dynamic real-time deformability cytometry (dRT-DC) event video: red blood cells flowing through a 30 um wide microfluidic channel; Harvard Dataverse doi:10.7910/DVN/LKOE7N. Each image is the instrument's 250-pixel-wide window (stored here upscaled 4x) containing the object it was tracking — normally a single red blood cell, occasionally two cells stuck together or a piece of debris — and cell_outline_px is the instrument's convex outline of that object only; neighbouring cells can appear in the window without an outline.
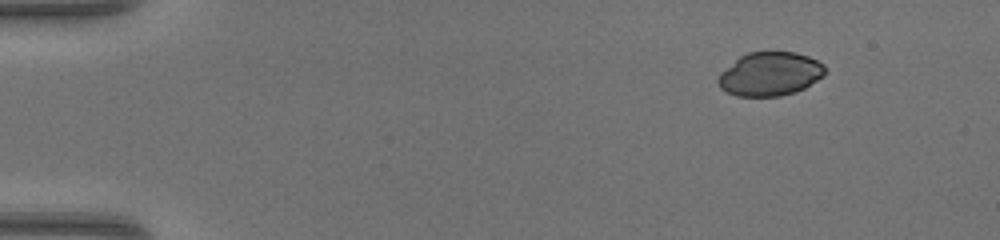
{"species": "common noctule bat (a hibernating species)", "species_latin": "Nyctalus noctula", "temperature_condition": "warm", "stored_images_in_passage": 44, "camera_frame_rate_fps": 3000, "um_per_image_px": 0.085, "animal": {"sex": "female", "body_mass_g": 17.0, "forearm_length_mm": 48.0}, "frame": {"image": 1, "passage_image": 1, "time_ms": 0.0, "image_size_px": [1000, 240], "cell_outline_px": [[824, 76], [804, 88], [796, 92], [780, 96], [736, 96], [720, 88], [716, 80], [720, 72], [740, 56], [748, 52], [796, 52], [808, 56], [824, 64]], "centroid_in_image_um": [65.43, 6.29], "position_along_channel_um": 19.6, "area_um2": 27.28}}
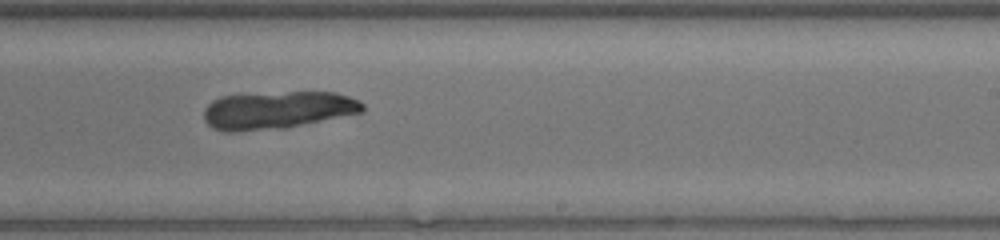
{"frame": {"image": 2, "passage_image": 26, "time_ms": 8.333, "image_size_px": [1000, 240], "cell_outline_px": [[364, 112], [284, 128], [236, 132], [224, 132], [212, 128], [204, 120], [204, 108], [212, 100], [220, 96], [288, 92], [336, 92], [348, 96], [364, 104]], "centroid_in_image_um": [23.55, 9.37], "position_along_channel_um": 265.4, "area_um2": 34.85}}
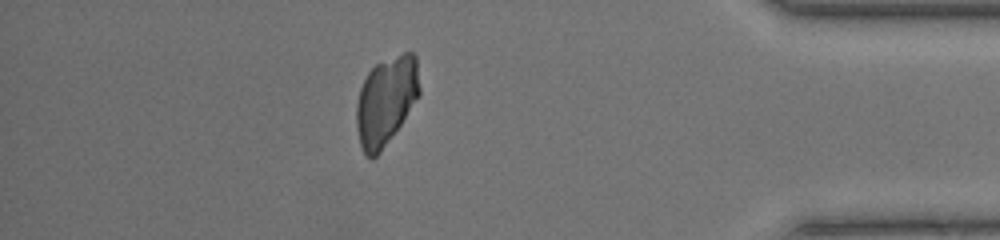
{"frame": {"image": 3, "passage_image": 38, "time_ms": 12.333, "image_size_px": [1000, 240], "cell_outline_px": [[420, 96], [380, 152], [372, 160], [364, 152], [360, 144], [356, 128], [356, 104], [360, 88], [368, 72], [376, 64], [404, 52], [412, 52], [416, 56], [420, 88]], "centroid_in_image_um": [32.81, 8.56], "position_along_channel_um": 402.4, "area_um2": 32.37}}